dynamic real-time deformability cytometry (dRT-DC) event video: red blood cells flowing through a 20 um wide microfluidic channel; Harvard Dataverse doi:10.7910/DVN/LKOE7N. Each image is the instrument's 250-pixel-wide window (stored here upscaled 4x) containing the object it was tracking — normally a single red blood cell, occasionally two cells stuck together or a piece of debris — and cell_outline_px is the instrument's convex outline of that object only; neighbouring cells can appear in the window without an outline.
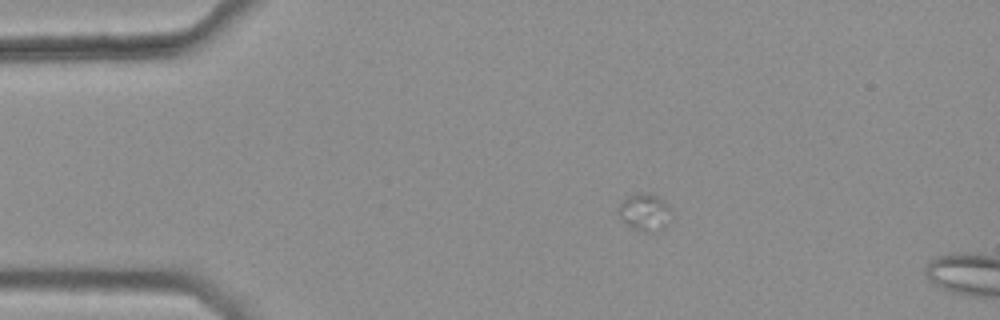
{"species": "common noctule bat (a hibernating species)", "species_latin": "Nyctalus noctula", "temperature_condition": "warm", "stored_images_in_passage": 15, "camera_frame_rate_fps": 3000, "um_per_image_px": 0.085, "animal": {"sex": "female", "body_mass_g": 25.1}, "frame": {"image": 1, "passage_image": 11, "time_ms": 3.333, "image_size_px": [1000, 320], "cell_outline_px": [[672, 216], [664, 228], [652, 232], [644, 232], [632, 228], [616, 212], [616, 208], [628, 196], [636, 192], [648, 192], [664, 200], [672, 208]], "centroid_in_image_um": [54.83, 18.01], "position_along_channel_um": 30.2, "area_um2": 11.73}}